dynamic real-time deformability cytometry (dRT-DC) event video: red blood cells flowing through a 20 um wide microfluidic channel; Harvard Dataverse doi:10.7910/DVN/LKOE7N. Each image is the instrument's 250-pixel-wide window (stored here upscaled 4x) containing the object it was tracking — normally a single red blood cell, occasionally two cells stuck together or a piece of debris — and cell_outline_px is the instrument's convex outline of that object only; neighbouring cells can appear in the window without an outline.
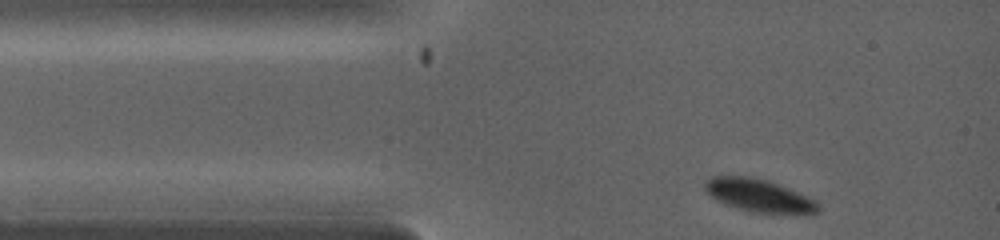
{"species": "common noctule bat (a hibernating species)", "species_latin": "Nyctalus noctula", "temperature_condition": "warm", "stored_images_in_passage": 17, "camera_frame_rate_fps": 5000, "um_per_image_px": 0.085, "animal": {"sex": "female", "body_mass_g": 19.0, "forearm_length_mm": 53.3}, "frame": {"image": 1, "passage_image": 1, "time_ms": 0.0, "image_size_px": [1000, 240], "cell_outline_px": [[820, 212], [752, 212], [736, 208], [724, 204], [716, 200], [704, 192], [704, 180], [712, 176], [748, 176], [768, 180], [788, 188], [816, 200], [820, 204]], "centroid_in_image_um": [64.42, 16.59], "position_along_channel_um": 20.6, "area_um2": 21.5}}
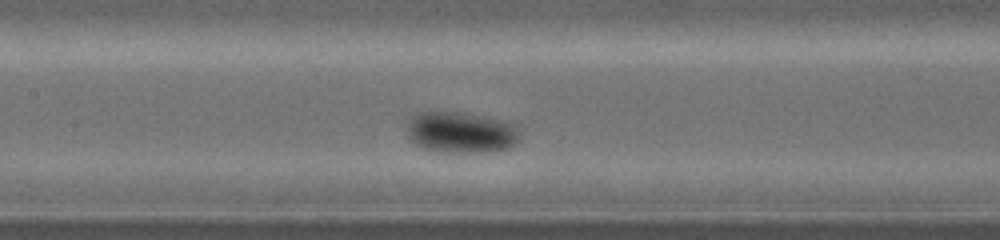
{"frame": {"image": 2, "passage_image": 10, "time_ms": 3.2, "image_size_px": [1000, 240], "cell_outline_px": [[520, 136], [508, 148], [484, 152], [448, 152], [424, 148], [416, 144], [408, 136], [404, 128], [404, 120], [416, 112], [464, 112], [500, 120], [516, 124], [520, 132]], "centroid_in_image_um": [39.1, 11.22], "position_along_channel_um": 168.3, "area_um2": 27.34}}
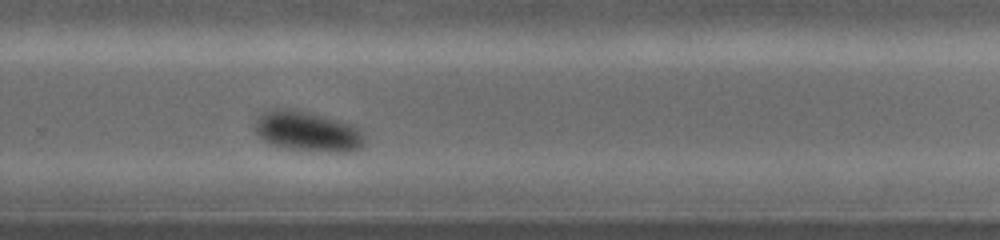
{"frame": {"image": 3, "passage_image": 17, "time_ms": 5.6, "image_size_px": [1000, 240], "cell_outline_px": [[364, 148], [348, 152], [328, 152], [284, 148], [272, 144], [264, 140], [252, 128], [256, 120], [264, 112], [276, 108], [288, 108], [308, 112], [324, 116], [352, 124], [364, 132]], "centroid_in_image_um": [26.18, 11.18], "position_along_channel_um": 303.6, "area_um2": 25.84}}